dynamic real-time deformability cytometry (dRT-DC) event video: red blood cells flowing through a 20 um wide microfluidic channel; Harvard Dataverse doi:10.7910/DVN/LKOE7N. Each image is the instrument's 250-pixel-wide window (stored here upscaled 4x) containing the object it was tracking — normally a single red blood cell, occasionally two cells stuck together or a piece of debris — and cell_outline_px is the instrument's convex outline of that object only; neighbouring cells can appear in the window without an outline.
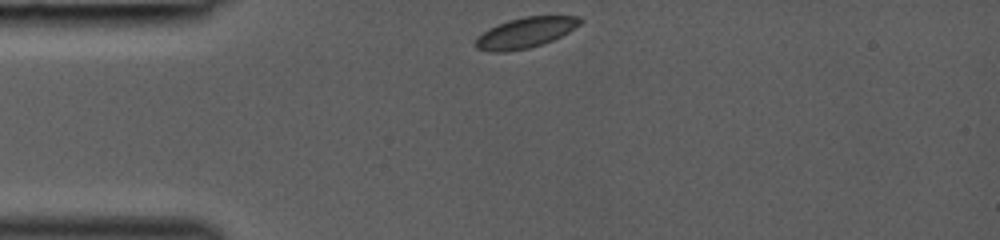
{"species": "common noctule bat (a hibernating species)", "species_latin": "Nyctalus noctula", "temperature_condition": "room temperature", "stored_images_in_passage": 29, "camera_frame_rate_fps": 3000, "um_per_image_px": 0.085, "animal": {"sex": "female", "body_mass_g": 19.0, "forearm_length_mm": 53.3}, "frame": {"image": 1, "passage_image": 1, "time_ms": 0.0, "image_size_px": [1000, 240], "cell_outline_px": [[584, 20], [580, 24], [568, 32], [552, 40], [528, 48], [504, 52], [488, 52], [476, 48], [476, 36], [488, 28], [508, 20], [524, 16], [580, 16]], "centroid_in_image_um": [44.63, 2.77], "position_along_channel_um": 40.4, "area_um2": 18.55}}
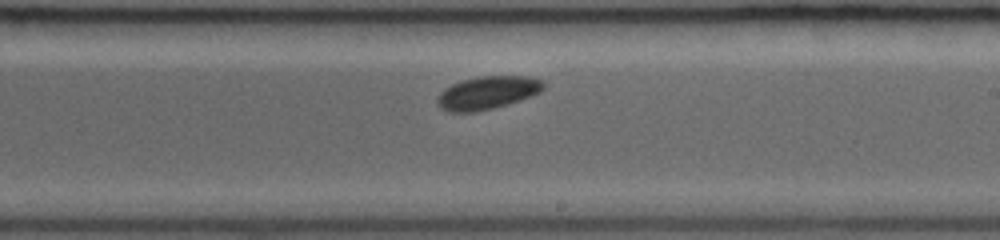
{"frame": {"image": 2, "passage_image": 17, "time_ms": 5.333, "image_size_px": [1000, 240], "cell_outline_px": [[544, 88], [540, 92], [532, 96], [508, 104], [476, 112], [448, 112], [440, 108], [436, 104], [436, 100], [440, 92], [444, 88], [452, 84], [464, 80], [480, 76], [528, 76], [544, 80]], "centroid_in_image_um": [41.43, 7.89], "position_along_channel_um": 247.6, "area_um2": 20.58}}
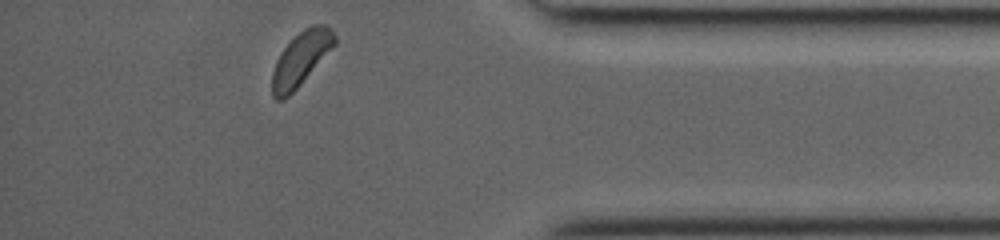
{"frame": {"image": 3, "passage_image": 29, "time_ms": 9.333, "image_size_px": [1000, 240], "cell_outline_px": [[336, 44], [300, 84], [284, 100], [276, 100], [272, 96], [272, 72], [276, 60], [280, 52], [304, 28], [312, 24], [324, 24], [332, 28], [336, 36]], "centroid_in_image_um": [25.58, 4.98], "position_along_channel_um": 409.6, "area_um2": 19.42}}